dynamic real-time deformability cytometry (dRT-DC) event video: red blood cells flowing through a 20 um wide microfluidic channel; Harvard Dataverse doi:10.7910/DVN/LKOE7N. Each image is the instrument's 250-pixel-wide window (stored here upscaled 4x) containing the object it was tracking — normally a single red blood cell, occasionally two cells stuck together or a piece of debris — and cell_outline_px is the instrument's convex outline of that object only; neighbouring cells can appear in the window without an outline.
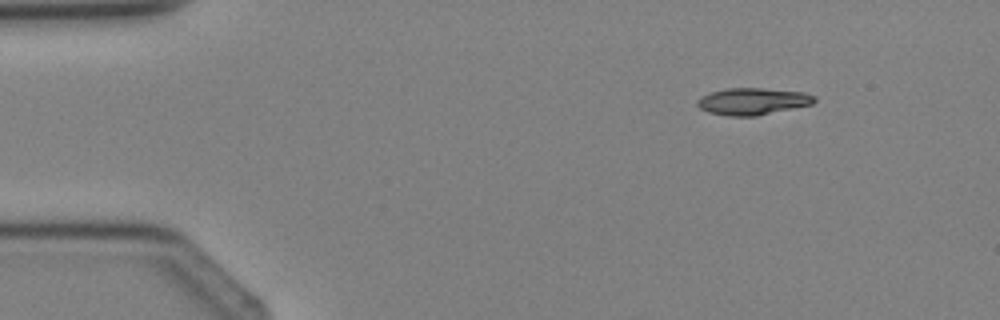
{"species": "Egyptian fruit bat (a non-hibernating species)", "species_latin": "Rousettus aegyptiacus", "temperature_condition": "cold", "stored_images_in_passage": 3, "camera_frame_rate_fps": 3000, "um_per_image_px": 0.085, "animal": {"sex": "female"}, "frame": {"image": 1, "passage_image": 1, "time_ms": 0.0, "image_size_px": [1000, 320], "cell_outline_px": [[816, 100], [812, 104], [756, 116], [728, 116], [708, 112], [700, 108], [696, 104], [696, 100], [700, 96], [712, 92], [728, 88], [760, 88], [804, 92], [816, 96]], "centroid_in_image_um": [63.96, 8.61], "position_along_channel_um": 21.0, "area_um2": 18.32}}